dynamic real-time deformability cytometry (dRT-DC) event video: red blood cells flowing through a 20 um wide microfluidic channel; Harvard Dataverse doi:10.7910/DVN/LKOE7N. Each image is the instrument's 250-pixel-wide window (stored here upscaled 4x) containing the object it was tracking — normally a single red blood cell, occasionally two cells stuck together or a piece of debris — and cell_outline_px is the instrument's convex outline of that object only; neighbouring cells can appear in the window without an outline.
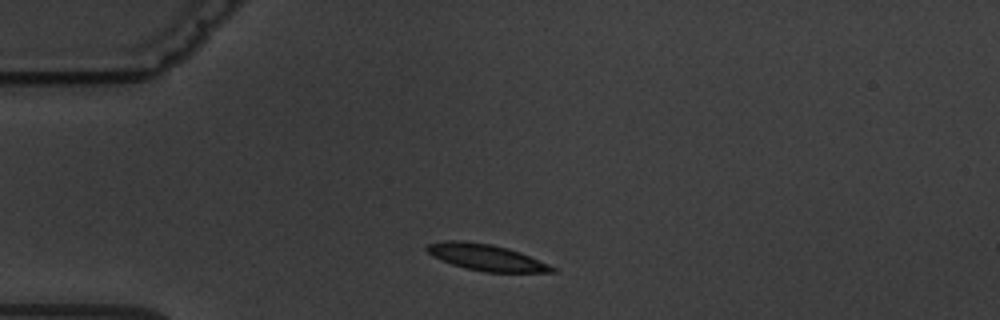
{"species": "common noctule bat (a hibernating species)", "species_latin": "Nyctalus noctula", "temperature_condition": "warm", "stored_images_in_passage": 2, "camera_frame_rate_fps": 3000, "um_per_image_px": 0.085, "animal": {"sex": "male", "body_mass_g": 19.5, "forearm_length_mm": 54.6}, "frame": {"image": 1, "passage_image": 1, "time_ms": 0.0, "image_size_px": [1000, 320], "cell_outline_px": [[556, 272], [484, 272], [464, 268], [452, 264], [432, 256], [424, 248], [428, 244], [440, 240], [464, 240], [492, 244], [508, 248], [520, 252], [548, 264], [556, 268]], "centroid_in_image_um": [41.28, 21.86], "position_along_channel_um": 43.7, "area_um2": 19.36}}